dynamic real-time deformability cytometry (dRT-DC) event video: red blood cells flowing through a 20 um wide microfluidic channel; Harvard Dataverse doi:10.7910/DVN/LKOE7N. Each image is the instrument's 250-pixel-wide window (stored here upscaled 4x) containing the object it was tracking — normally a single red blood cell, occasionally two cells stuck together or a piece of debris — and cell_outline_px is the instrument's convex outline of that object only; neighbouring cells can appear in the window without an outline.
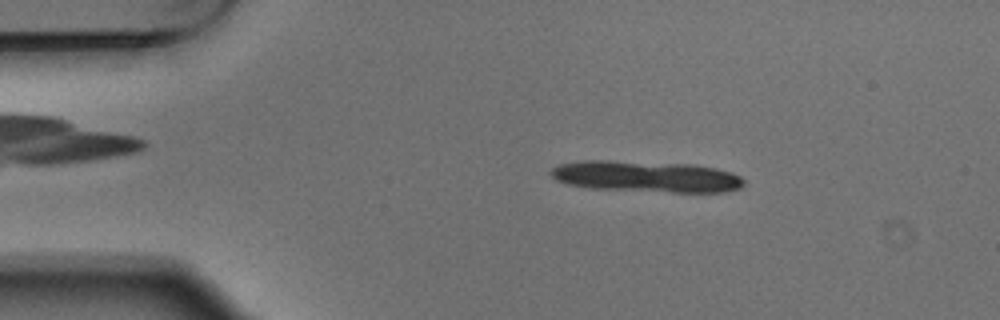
{"species": "Egyptian fruit bat (a non-hibernating species)", "species_latin": "Rousettus aegyptiacus", "temperature_condition": "warm", "stored_images_in_passage": 4, "camera_frame_rate_fps": 3000, "um_per_image_px": 0.085, "animal": {"sex": "male"}, "frame": {"image": 1, "passage_image": 2, "time_ms": 0.333, "image_size_px": [1000, 320], "cell_outline_px": [[744, 184], [740, 188], [724, 192], [672, 192], [592, 188], [568, 184], [556, 180], [548, 172], [552, 168], [560, 164], [584, 160], [608, 160], [692, 164], [716, 168], [732, 172], [740, 176], [744, 180]], "centroid_in_image_um": [54.94, 15.0], "position_along_channel_um": 30.1, "area_um2": 35.2}}